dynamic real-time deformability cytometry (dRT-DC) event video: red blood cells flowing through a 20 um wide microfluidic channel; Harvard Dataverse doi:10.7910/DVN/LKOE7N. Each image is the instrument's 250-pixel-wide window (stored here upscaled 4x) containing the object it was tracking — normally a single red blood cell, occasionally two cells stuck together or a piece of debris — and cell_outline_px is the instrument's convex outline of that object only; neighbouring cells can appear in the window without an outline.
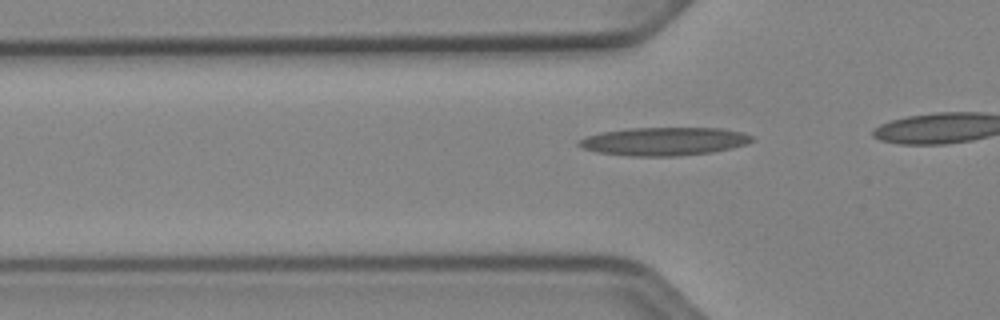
{"species": "Egyptian fruit bat (a non-hibernating species)", "species_latin": "Rousettus aegyptiacus", "temperature_condition": "cold", "stored_images_in_passage": 29, "camera_frame_rate_fps": 3000, "um_per_image_px": 0.085, "animal": {"sex": "female"}, "frame": {"image": 1, "passage_image": 14, "time_ms": 4.333, "image_size_px": [1000, 320], "cell_outline_px": [[756, 140], [748, 144], [732, 148], [712, 152], [676, 156], [628, 156], [596, 152], [584, 148], [576, 144], [584, 136], [600, 132], [628, 128], [720, 128], [740, 132], [752, 136]], "centroid_in_image_um": [56.44, 12.01], "position_along_channel_um": 69.4, "area_um2": 28.61}}
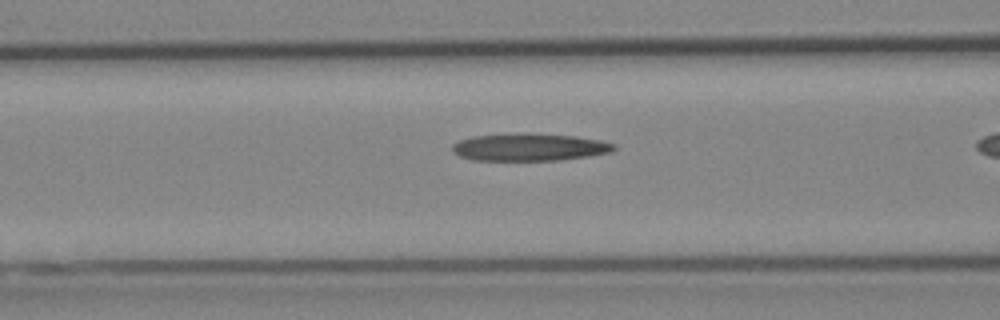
{"frame": {"image": 2, "passage_image": 18, "time_ms": 5.667, "image_size_px": [1000, 320], "cell_outline_px": [[616, 148], [612, 152], [588, 156], [560, 160], [472, 160], [460, 156], [452, 152], [452, 144], [460, 140], [472, 136], [524, 132], [576, 136], [600, 140], [616, 144]], "centroid_in_image_um": [45.0, 12.5], "position_along_channel_um": 121.6, "area_um2": 26.13}}
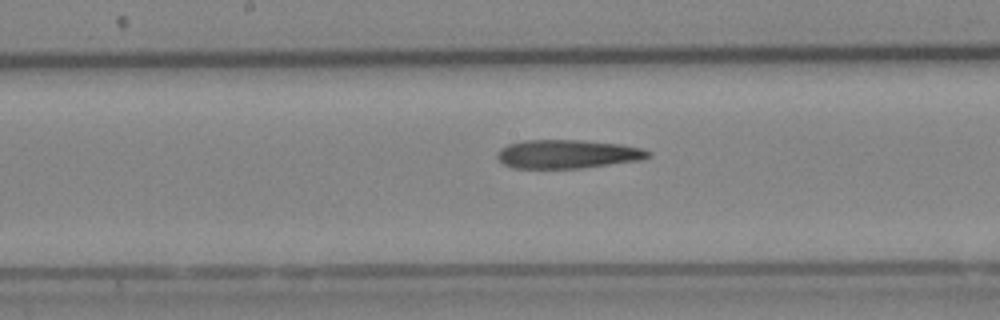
{"frame": {"image": 3, "passage_image": 24, "time_ms": 7.667, "image_size_px": [1000, 320], "cell_outline_px": [[652, 156], [640, 160], [580, 168], [512, 168], [504, 164], [496, 156], [496, 152], [500, 148], [508, 144], [524, 140], [580, 140], [620, 144], [644, 148], [652, 152]], "centroid_in_image_um": [48.24, 13.09], "position_along_channel_um": 200.0, "area_um2": 25.32}}